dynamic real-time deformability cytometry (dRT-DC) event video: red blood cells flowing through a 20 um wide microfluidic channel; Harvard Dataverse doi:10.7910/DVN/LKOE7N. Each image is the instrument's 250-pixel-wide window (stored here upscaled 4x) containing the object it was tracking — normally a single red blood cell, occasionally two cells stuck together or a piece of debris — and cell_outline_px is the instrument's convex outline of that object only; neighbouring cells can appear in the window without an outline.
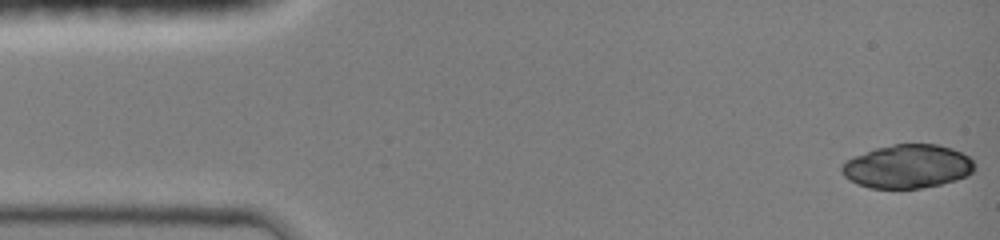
{"species": "common noctule bat (a hibernating species)", "species_latin": "Nyctalus noctula", "temperature_condition": "room temperature", "stored_images_in_passage": 40, "camera_frame_rate_fps": 3000, "um_per_image_px": 0.085, "animal": {"sex": "female", "body_mass_g": 19.0, "forearm_length_mm": 51.5}, "frame": {"image": 1, "passage_image": 1, "time_ms": 0.0, "image_size_px": [1000, 240], "cell_outline_px": [[976, 164], [972, 172], [956, 180], [940, 184], [920, 188], [872, 188], [856, 184], [844, 176], [840, 168], [848, 160], [856, 156], [876, 148], [896, 144], [936, 144], [952, 148], [968, 156]], "centroid_in_image_um": [77.15, 14.15], "position_along_channel_um": 7.8, "area_um2": 33.41}}